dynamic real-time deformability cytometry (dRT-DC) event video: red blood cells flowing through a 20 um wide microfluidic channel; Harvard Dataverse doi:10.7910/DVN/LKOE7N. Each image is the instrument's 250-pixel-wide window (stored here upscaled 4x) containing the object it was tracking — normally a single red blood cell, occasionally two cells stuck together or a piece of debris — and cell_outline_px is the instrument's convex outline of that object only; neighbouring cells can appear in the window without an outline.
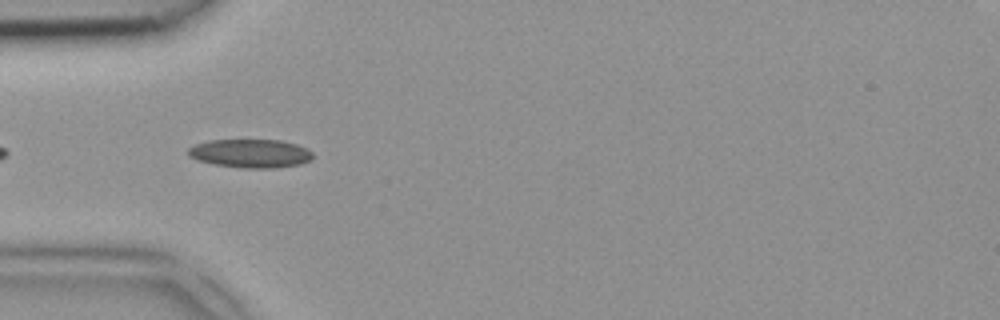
{"species": "common noctule bat (a hibernating species)", "species_latin": "Nyctalus noctula", "temperature_condition": "room temperature", "stored_images_in_passage": 3, "camera_frame_rate_fps": 3000, "um_per_image_px": 0.085, "animal": {"sex": "female", "body_mass_g": 18.4}, "frame": {"image": 1, "passage_image": 1, "time_ms": 0.0, "image_size_px": [1000, 320], "cell_outline_px": [[312, 160], [300, 164], [276, 168], [244, 168], [216, 164], [196, 160], [188, 156], [188, 148], [196, 144], [208, 140], [280, 140], [296, 144], [312, 152]], "centroid_in_image_um": [21.28, 13.04], "position_along_channel_um": 63.7, "area_um2": 20.69}}